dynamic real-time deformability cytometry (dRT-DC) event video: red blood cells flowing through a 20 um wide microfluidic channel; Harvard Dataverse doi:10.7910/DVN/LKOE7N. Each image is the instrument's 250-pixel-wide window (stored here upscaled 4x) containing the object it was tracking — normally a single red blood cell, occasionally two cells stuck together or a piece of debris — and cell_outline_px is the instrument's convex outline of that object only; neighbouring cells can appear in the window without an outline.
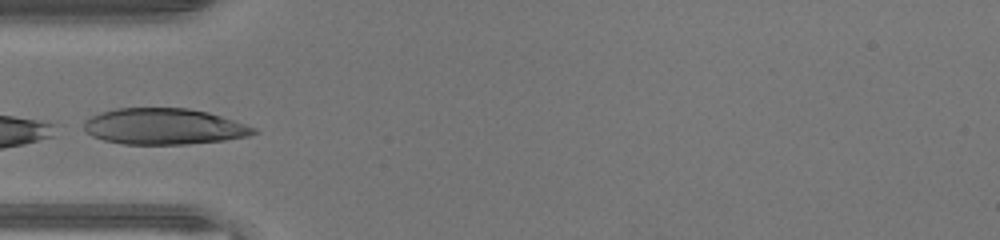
{"species": "human", "species_latin": "Homo sapiens", "temperature_condition": "warm", "stored_images_in_passage": 4, "camera_frame_rate_fps": 3000, "um_per_image_px": 0.085, "donor": {"sex": "male"}, "frame": {"image": 1, "passage_image": 1, "time_ms": 0.0, "image_size_px": [1000, 240], "cell_outline_px": [[260, 132], [248, 136], [224, 140], [188, 144], [124, 144], [104, 140], [92, 136], [84, 128], [84, 120], [100, 112], [116, 108], [188, 108], [208, 112], [256, 128]], "centroid_in_image_um": [13.93, 10.75], "position_along_channel_um": 71.1, "area_um2": 35.6}}